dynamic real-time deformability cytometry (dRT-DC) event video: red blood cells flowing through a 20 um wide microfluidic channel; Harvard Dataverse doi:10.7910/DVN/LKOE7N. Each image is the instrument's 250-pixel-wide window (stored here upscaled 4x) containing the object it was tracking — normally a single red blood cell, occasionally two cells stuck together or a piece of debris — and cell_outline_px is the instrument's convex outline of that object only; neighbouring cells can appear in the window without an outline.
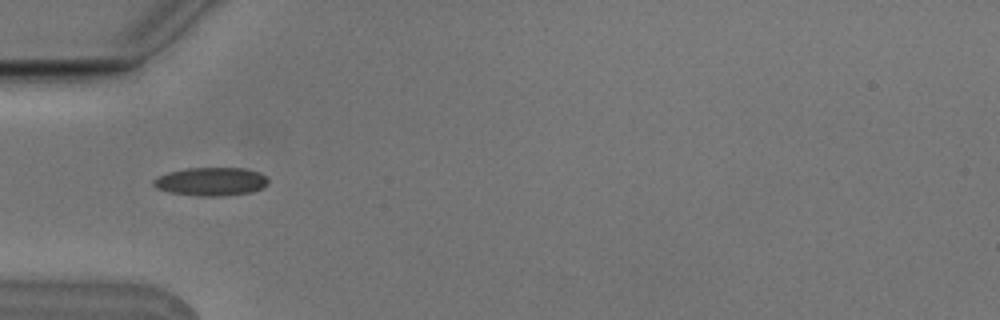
{"species": "Egyptian fruit bat (a non-hibernating species)", "species_latin": "Rousettus aegyptiacus", "temperature_condition": "cold", "stored_images_in_passage": 9, "camera_frame_rate_fps": 3000, "um_per_image_px": 0.085, "animal": {"sex": "male"}, "frame": {"image": 1, "passage_image": 4, "time_ms": 1.0, "image_size_px": [1000, 320], "cell_outline_px": [[268, 184], [264, 188], [252, 192], [224, 196], [196, 196], [168, 192], [156, 188], [152, 184], [152, 180], [156, 176], [168, 172], [188, 168], [244, 168], [260, 172], [268, 180]], "centroid_in_image_um": [17.92, 15.44], "position_along_channel_um": 67.1, "area_um2": 19.25}}
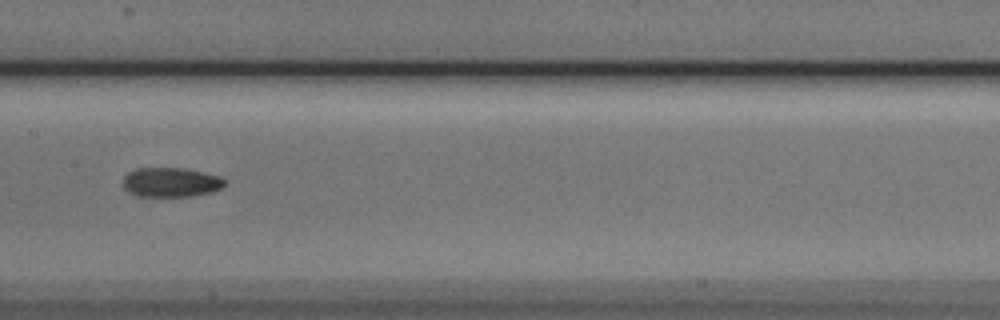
{"frame": {"image": 2, "passage_image": 7, "time_ms": 2.0, "image_size_px": [1000, 320], "cell_outline_px": [[224, 184], [220, 188], [212, 192], [192, 196], [136, 196], [128, 192], [124, 188], [124, 176], [128, 172], [136, 168], [184, 168], [204, 172], [220, 176], [224, 180]], "centroid_in_image_um": [14.5, 15.49], "position_along_channel_um": 192.9, "area_um2": 17.46}}
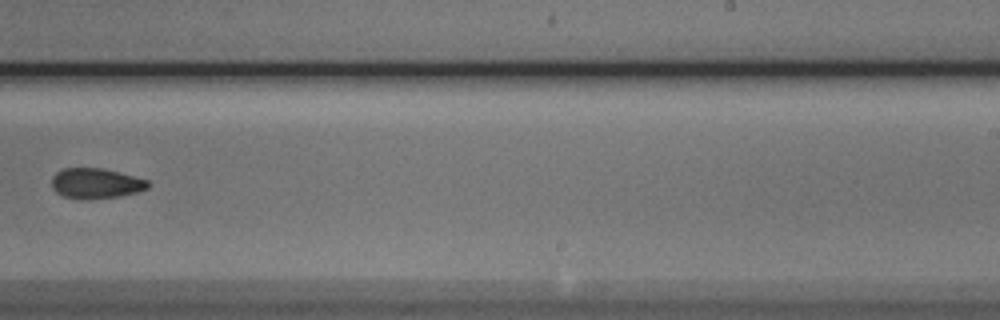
{"frame": {"image": 3, "passage_image": 9, "time_ms": 2.667, "image_size_px": [1000, 320], "cell_outline_px": [[152, 184], [148, 188], [136, 192], [120, 196], [88, 200], [80, 200], [64, 196], [56, 192], [52, 188], [52, 176], [56, 172], [64, 168], [100, 168], [120, 172], [148, 180]], "centroid_in_image_um": [8.15, 15.59], "position_along_channel_um": 280.8, "area_um2": 17.22}}